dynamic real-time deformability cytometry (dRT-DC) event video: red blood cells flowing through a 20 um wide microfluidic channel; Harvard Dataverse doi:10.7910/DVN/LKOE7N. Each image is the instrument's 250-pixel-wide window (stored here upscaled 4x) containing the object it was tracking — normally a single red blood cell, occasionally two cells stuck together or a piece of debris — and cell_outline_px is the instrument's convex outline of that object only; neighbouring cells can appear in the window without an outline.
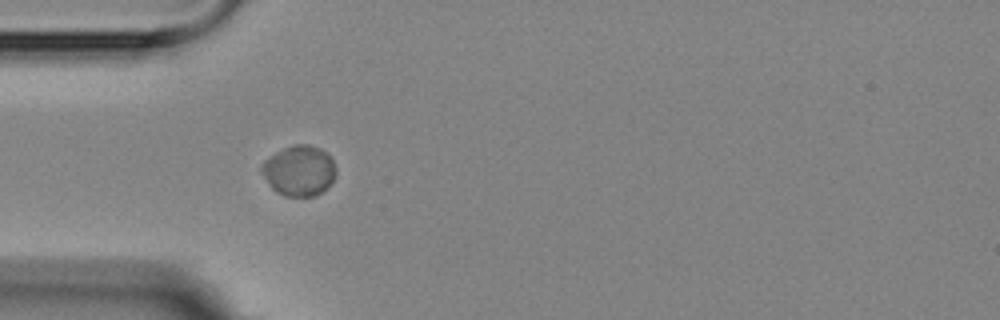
{"species": "Egyptian fruit bat (a non-hibernating species)", "species_latin": "Rousettus aegyptiacus", "temperature_condition": "room temperature", "stored_images_in_passage": 5, "camera_frame_rate_fps": 3000, "um_per_image_px": 0.085, "animal": {"sex": "female"}, "frame": {"image": 1, "passage_image": 4, "time_ms": 3.333, "image_size_px": [1000, 320], "cell_outline_px": [[336, 172], [332, 180], [316, 196], [284, 196], [276, 192], [268, 184], [260, 168], [264, 160], [284, 148], [292, 144], [308, 144], [320, 148], [332, 160], [336, 168]], "centroid_in_image_um": [25.4, 14.5], "position_along_channel_um": 59.6, "area_um2": 21.56}}
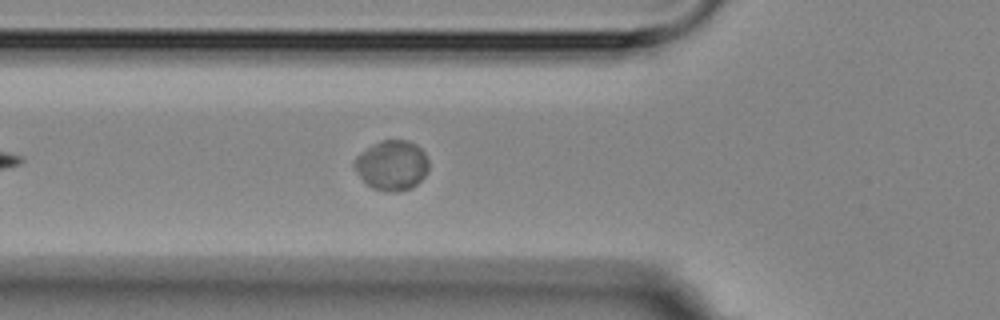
{"frame": {"image": 2, "passage_image": 5, "time_ms": 4.333, "image_size_px": [1000, 320], "cell_outline_px": [[428, 172], [412, 188], [396, 192], [388, 192], [372, 188], [360, 176], [352, 164], [356, 156], [380, 140], [408, 140], [416, 144], [424, 152], [428, 160]], "centroid_in_image_um": [33.32, 14.05], "position_along_channel_um": 92.5, "area_um2": 21.56}}